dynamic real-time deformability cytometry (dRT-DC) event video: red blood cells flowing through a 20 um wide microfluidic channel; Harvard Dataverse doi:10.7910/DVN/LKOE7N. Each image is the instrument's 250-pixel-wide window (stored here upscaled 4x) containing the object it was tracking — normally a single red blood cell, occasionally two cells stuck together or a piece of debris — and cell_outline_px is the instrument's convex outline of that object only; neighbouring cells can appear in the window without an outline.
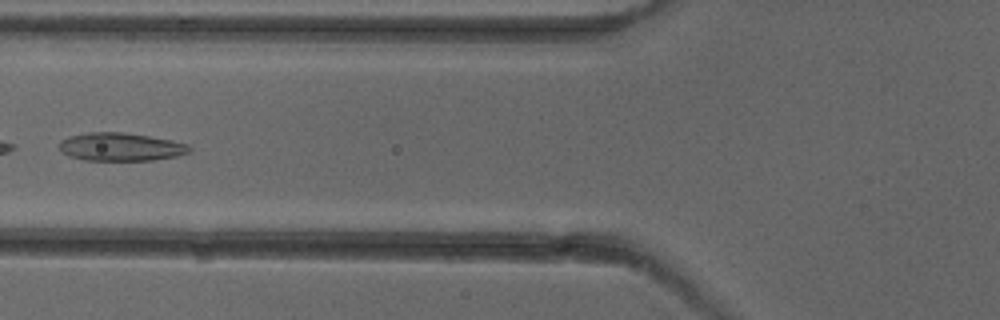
{"species": "common noctule bat (a hibernating species)", "species_latin": "Nyctalus noctula", "temperature_condition": "cold", "stored_images_in_passage": 6, "camera_frame_rate_fps": 3000, "um_per_image_px": 0.085, "animal": {"sex": "female"}, "frame": {"image": 1, "passage_image": 6, "time_ms": 5.667, "image_size_px": [1000, 320], "cell_outline_px": [[192, 152], [176, 156], [152, 160], [84, 160], [68, 156], [60, 152], [56, 144], [60, 140], [68, 136], [88, 132], [124, 132], [172, 140], [188, 144], [192, 148]], "centroid_in_image_um": [10.21, 12.48], "position_along_channel_um": 115.6, "area_um2": 21.68}}